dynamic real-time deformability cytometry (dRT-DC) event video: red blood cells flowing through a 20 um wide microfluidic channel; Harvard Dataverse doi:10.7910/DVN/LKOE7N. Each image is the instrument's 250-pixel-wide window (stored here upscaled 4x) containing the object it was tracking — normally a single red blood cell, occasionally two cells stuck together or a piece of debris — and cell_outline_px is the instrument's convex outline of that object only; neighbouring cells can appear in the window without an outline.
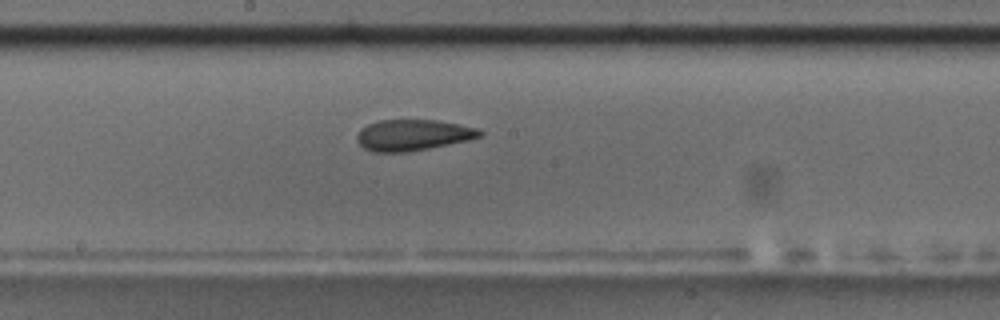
{"species": "common noctule bat (a hibernating species)", "species_latin": "Nyctalus noctula", "temperature_condition": "room temperature", "stored_images_in_passage": 42, "camera_frame_rate_fps": 3000, "um_per_image_px": 0.085, "animal": {"sex": "male", "body_mass_g": 17.5, "forearm_length_mm": 52.3}, "frame": {"image": 1, "passage_image": 24, "time_ms": 7.667, "image_size_px": [1000, 320], "cell_outline_px": [[484, 132], [480, 136], [468, 140], [408, 152], [372, 152], [364, 148], [356, 140], [356, 136], [360, 128], [368, 124], [380, 120], [436, 120], [460, 124], [480, 128]], "centroid_in_image_um": [35.09, 11.47], "position_along_channel_um": 213.1, "area_um2": 22.31}, "authors_computed_cell_mechanics": {"area_um2": 22.8888, "velocity_mm_per_s": 3.7528, "shape_relaxation_time_tau1_ms": 9.6406, "shape_relaxation_time_tau2_ms": 2.859, "deformation_change_tau1": 0.1958, "deformation_change_tau2": 0.109}}